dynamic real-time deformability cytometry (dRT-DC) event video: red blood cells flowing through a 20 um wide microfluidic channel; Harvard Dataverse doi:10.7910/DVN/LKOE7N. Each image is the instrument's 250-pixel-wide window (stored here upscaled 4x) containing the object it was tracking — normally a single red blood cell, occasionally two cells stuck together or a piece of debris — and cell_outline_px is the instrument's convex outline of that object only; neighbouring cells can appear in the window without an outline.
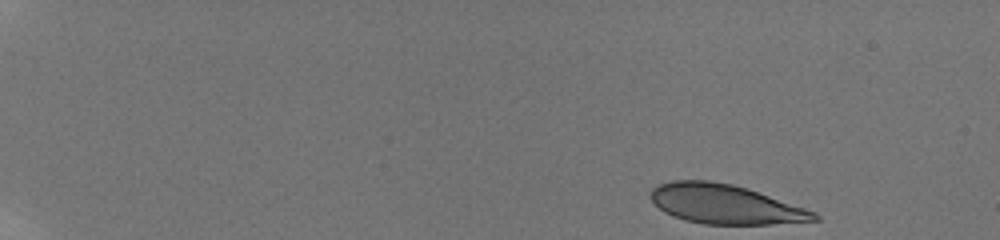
{"species": "human", "species_latin": "Homo sapiens", "temperature_condition": "room temperature", "stored_images_in_passage": 37, "camera_frame_rate_fps": 3000, "um_per_image_px": 0.085, "donor": {"sex": "male"}, "frame": {"image": 1, "passage_image": 1, "time_ms": 0.0, "image_size_px": [1000, 240], "cell_outline_px": [[820, 220], [772, 224], [704, 224], [684, 220], [672, 216], [664, 212], [648, 196], [648, 192], [656, 184], [672, 180], [708, 180], [732, 184], [748, 188], [816, 212], [820, 216]], "centroid_in_image_um": [61.6, 17.35], "position_along_channel_um": 23.4, "area_um2": 37.74}}
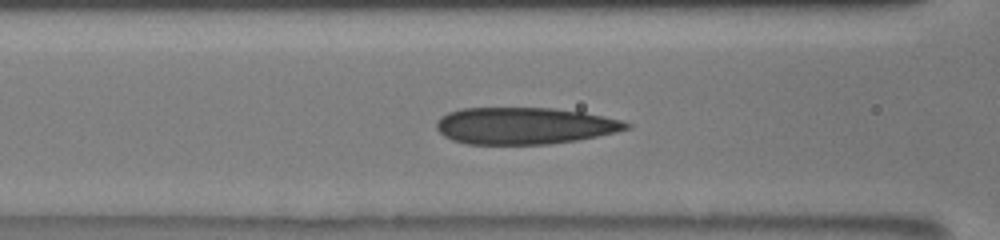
{"frame": {"image": 2, "passage_image": 13, "time_ms": 6.667, "image_size_px": [1000, 240], "cell_outline_px": [[632, 128], [616, 132], [576, 140], [548, 144], [468, 144], [452, 140], [444, 136], [436, 128], [436, 120], [440, 116], [448, 112], [460, 108], [552, 108], [584, 112], [624, 120], [632, 124]], "centroid_in_image_um": [44.59, 10.68], "position_along_channel_um": 122.0, "area_um2": 40.98}}
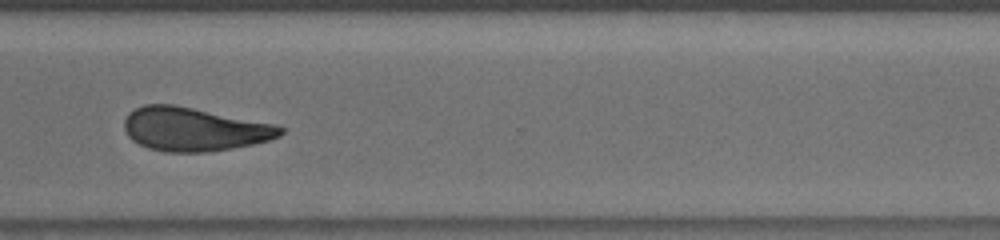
{"frame": {"image": 3, "passage_image": 28, "time_ms": 12.667, "image_size_px": [1000, 240], "cell_outline_px": [[284, 132], [280, 136], [268, 140], [252, 144], [232, 148], [204, 152], [164, 152], [148, 148], [132, 140], [128, 136], [124, 128], [124, 120], [128, 112], [144, 104], [172, 104], [272, 124], [284, 128]], "centroid_in_image_um": [16.44, 10.99], "position_along_channel_um": 354.2, "area_um2": 39.25}, "authors_computed_cell_mechanics": {"area_um2": 39.6508, "velocity_mm_per_s": 3.8719, "shape_relaxation_time_tau1_ms": null, "shape_relaxation_time_tau2_ms": 2.1894, "deformation_change_tau1": null, "deformation_change_tau2": 0.0764}}